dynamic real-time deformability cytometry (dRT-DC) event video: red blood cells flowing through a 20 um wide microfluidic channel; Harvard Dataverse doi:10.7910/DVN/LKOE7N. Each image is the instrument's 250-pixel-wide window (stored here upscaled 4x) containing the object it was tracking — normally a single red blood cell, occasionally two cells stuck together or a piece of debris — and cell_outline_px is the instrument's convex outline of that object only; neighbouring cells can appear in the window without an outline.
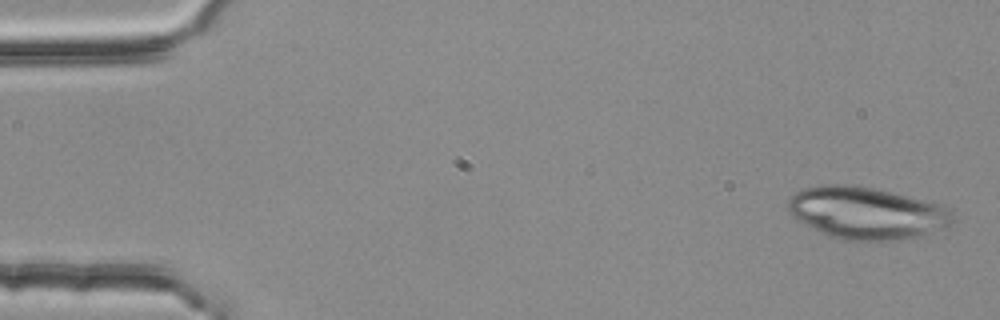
{"species": "common noctule bat (a hibernating species)", "species_latin": "Nyctalus noctula", "temperature_condition": "room temperature", "stored_images_in_passage": 5, "segment_of_instrument_passage": [1, 2], "camera_frame_rate_fps": 3000, "um_per_image_px": 0.085, "animal": {"sex": "female", "body_mass_g": 25.1}, "frame": {"image": 1, "passage_image": 1, "time_ms": 0.0, "image_size_px": [1000, 320], "cell_outline_px": [[952, 224], [948, 228], [924, 236], [900, 240], [840, 240], [828, 236], [820, 232], [792, 216], [788, 212], [788, 200], [796, 192], [804, 188], [820, 184], [844, 184], [872, 188], [892, 192], [944, 204], [952, 208]], "centroid_in_image_um": [73.73, 18.11], "position_along_channel_um": 11.3, "area_um2": 50.63}}